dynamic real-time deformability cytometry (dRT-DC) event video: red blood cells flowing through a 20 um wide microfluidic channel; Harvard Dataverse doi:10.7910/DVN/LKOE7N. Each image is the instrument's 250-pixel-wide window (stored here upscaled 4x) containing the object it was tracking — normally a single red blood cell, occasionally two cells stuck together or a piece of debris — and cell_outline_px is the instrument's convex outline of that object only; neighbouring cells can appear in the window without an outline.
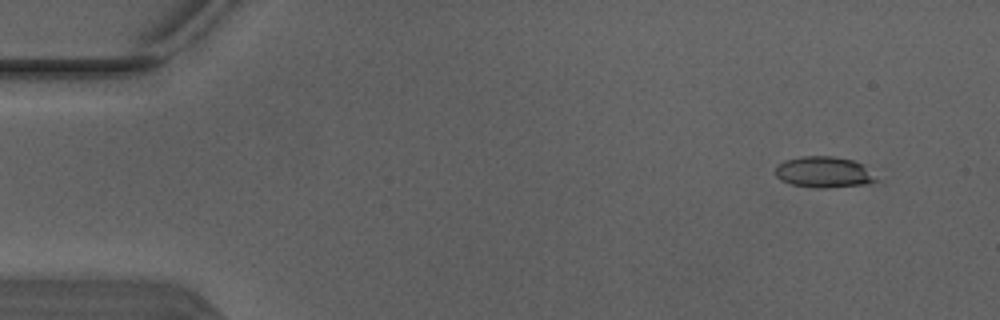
{"species": "Egyptian fruit bat (a non-hibernating species)", "species_latin": "Rousettus aegyptiacus", "temperature_condition": "warm", "stored_images_in_passage": 5, "camera_frame_rate_fps": 3000, "um_per_image_px": 0.085, "animal": {"sex": "male"}, "frame": {"image": 1, "passage_image": 2, "time_ms": 0.333, "image_size_px": [1000, 320], "cell_outline_px": [[884, 184], [824, 188], [820, 188], [792, 184], [780, 180], [776, 176], [776, 168], [784, 160], [804, 156], [832, 156], [852, 160], [864, 164]], "centroid_in_image_um": [70.17, 14.66], "position_along_channel_um": 14.8, "area_um2": 18.73}}
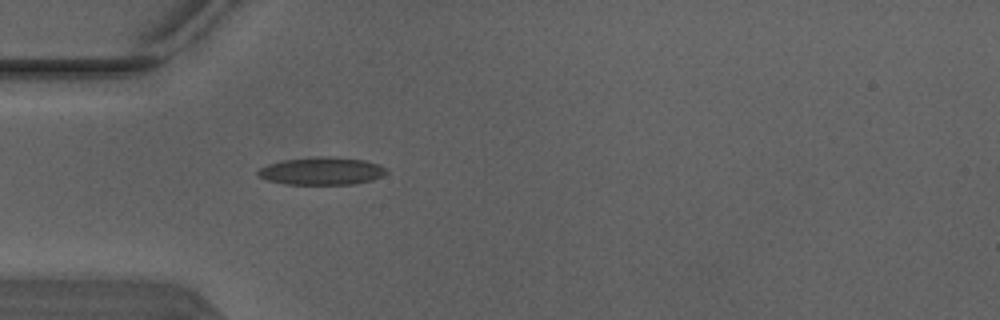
{"frame": {"image": 2, "passage_image": 5, "time_ms": 1.333, "image_size_px": [1000, 320], "cell_outline_px": [[388, 172], [372, 180], [352, 184], [284, 184], [268, 180], [260, 176], [256, 172], [260, 168], [268, 164], [284, 160], [320, 156], [324, 156], [364, 160], [380, 164]], "centroid_in_image_um": [27.34, 14.54], "position_along_channel_um": 57.7, "area_um2": 20.46}}